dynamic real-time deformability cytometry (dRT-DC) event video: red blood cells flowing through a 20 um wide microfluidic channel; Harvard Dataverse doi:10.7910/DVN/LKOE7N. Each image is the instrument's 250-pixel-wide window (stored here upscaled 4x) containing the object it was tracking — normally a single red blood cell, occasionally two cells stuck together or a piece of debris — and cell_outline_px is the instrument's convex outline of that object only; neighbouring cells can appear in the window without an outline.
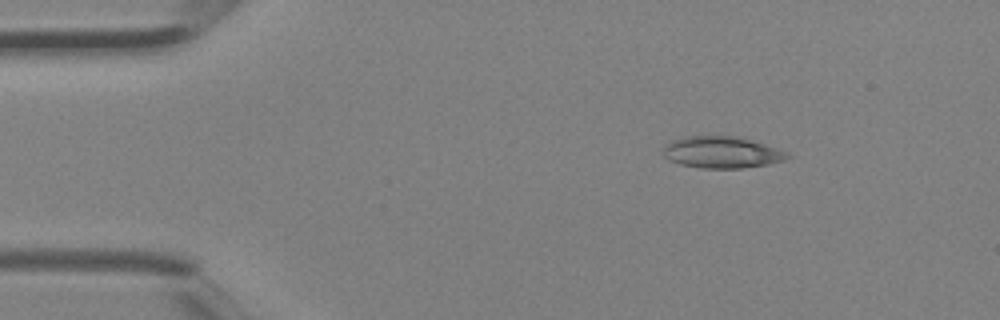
{"species": "Egyptian fruit bat (a non-hibernating species)", "species_latin": "Rousettus aegyptiacus", "temperature_condition": "room temperature", "stored_images_in_passage": 3, "camera_frame_rate_fps": 3000, "um_per_image_px": 0.085, "animal": {"sex": "female"}, "frame": {"image": 1, "passage_image": 2, "time_ms": 0.333, "image_size_px": [1000, 320], "cell_outline_px": [[792, 156], [784, 160], [768, 164], [744, 168], [700, 168], [680, 164], [668, 160], [664, 156], [664, 148], [672, 140], [684, 136], [736, 136], [764, 144], [788, 152]], "centroid_in_image_um": [61.36, 12.95], "position_along_channel_um": 23.6, "area_um2": 22.83}}